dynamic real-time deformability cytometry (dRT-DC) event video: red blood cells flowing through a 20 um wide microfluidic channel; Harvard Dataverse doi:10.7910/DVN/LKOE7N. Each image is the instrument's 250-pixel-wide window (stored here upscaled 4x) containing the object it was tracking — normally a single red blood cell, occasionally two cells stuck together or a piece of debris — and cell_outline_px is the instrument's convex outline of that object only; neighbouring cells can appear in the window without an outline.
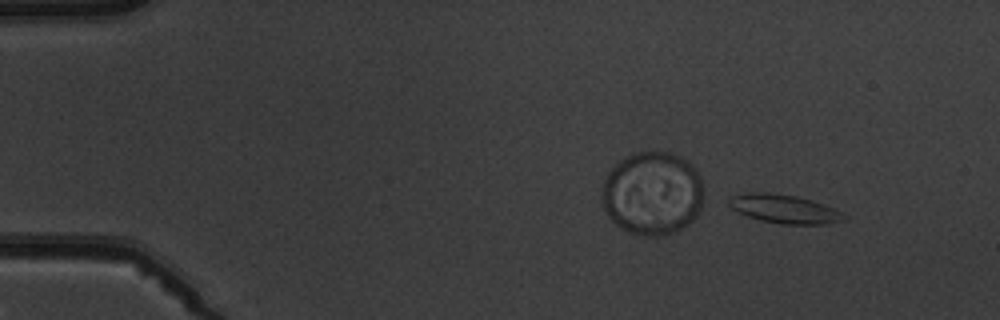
{"species": "common noctule bat (a hibernating species)", "species_latin": "Nyctalus noctula", "temperature_condition": "warm", "stored_images_in_passage": 4, "camera_frame_rate_fps": 3000, "um_per_image_px": 0.085, "animal": {"sex": "male", "body_mass_g": 19.5, "forearm_length_mm": 54.6}, "frame": {"image": 1, "passage_image": 1, "time_ms": 0.0, "image_size_px": [1000, 320], "cell_outline_px": [[848, 216], [840, 220], [828, 224], [784, 224], [760, 220], [748, 216], [732, 208], [728, 204], [728, 200], [732, 196], [748, 192], [768, 192], [796, 196], [812, 200], [832, 208]], "centroid_in_image_um": [66.64, 17.75], "position_along_channel_um": 18.4, "area_um2": 18.9}}